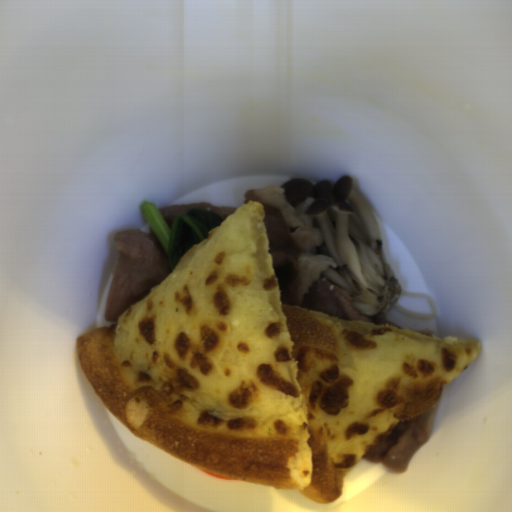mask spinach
<instances>
[{"label": "spinach", "mask_w": 512, "mask_h": 512, "mask_svg": "<svg viewBox=\"0 0 512 512\" xmlns=\"http://www.w3.org/2000/svg\"><path fill=\"white\" fill-rule=\"evenodd\" d=\"M278 288L286 283V281L292 276L291 263L284 262L277 266H273Z\"/></svg>", "instance_id": "spinach-2"}, {"label": "spinach", "mask_w": 512, "mask_h": 512, "mask_svg": "<svg viewBox=\"0 0 512 512\" xmlns=\"http://www.w3.org/2000/svg\"><path fill=\"white\" fill-rule=\"evenodd\" d=\"M139 210L160 241L172 272L195 244L207 240L210 231L225 221L216 212L190 209L185 215L174 218L169 229L153 202L144 201Z\"/></svg>", "instance_id": "spinach-1"}]
</instances>
